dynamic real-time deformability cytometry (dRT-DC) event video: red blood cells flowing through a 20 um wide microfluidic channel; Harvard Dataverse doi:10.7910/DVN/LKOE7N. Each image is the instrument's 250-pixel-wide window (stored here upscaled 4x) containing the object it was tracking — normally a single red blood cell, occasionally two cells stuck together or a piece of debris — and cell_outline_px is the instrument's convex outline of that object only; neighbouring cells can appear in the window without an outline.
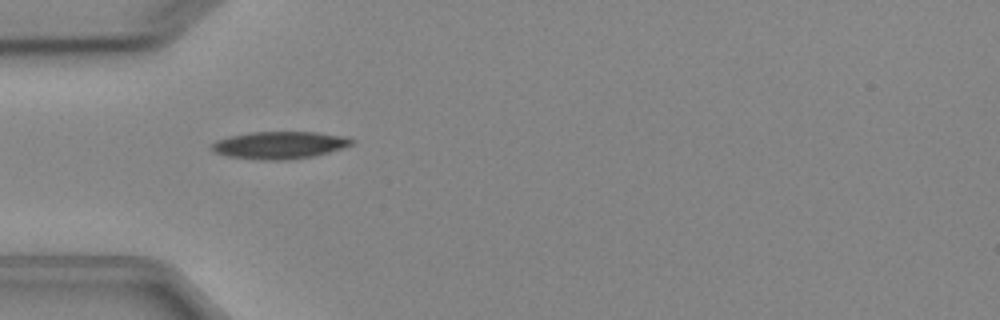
{"species": "Egyptian fruit bat (a non-hibernating species)", "species_latin": "Rousettus aegyptiacus", "temperature_condition": "cold", "stored_images_in_passage": 3, "camera_frame_rate_fps": 3000, "um_per_image_px": 0.085, "animal": {"sex": "female"}, "frame": {"image": 1, "passage_image": 2, "time_ms": 1.333, "image_size_px": [1000, 320], "cell_outline_px": [[356, 140], [352, 144], [328, 152], [312, 156], [284, 160], [260, 160], [228, 156], [212, 152], [208, 148], [208, 144], [216, 140], [228, 136], [252, 132], [316, 132], [344, 136]], "centroid_in_image_um": [23.66, 12.33], "position_along_channel_um": 61.3, "area_um2": 22.43}}